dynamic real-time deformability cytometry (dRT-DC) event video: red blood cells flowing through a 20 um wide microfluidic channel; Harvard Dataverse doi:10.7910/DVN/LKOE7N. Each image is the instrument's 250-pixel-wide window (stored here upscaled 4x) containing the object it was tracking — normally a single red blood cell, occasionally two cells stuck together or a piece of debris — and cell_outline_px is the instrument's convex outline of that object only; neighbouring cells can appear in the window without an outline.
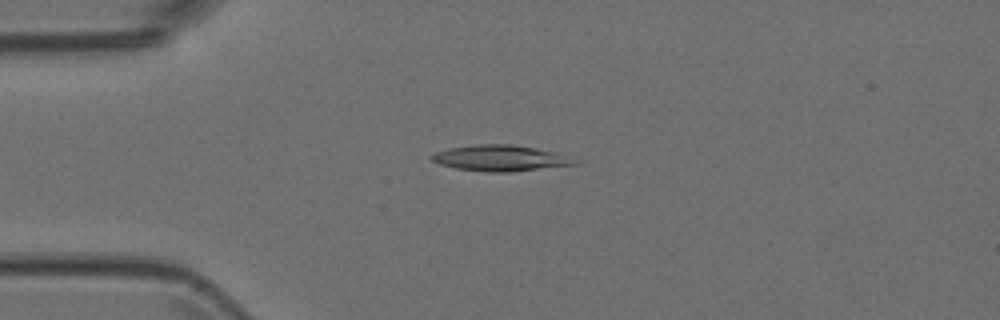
{"species": "Egyptian fruit bat (a non-hibernating species)", "species_latin": "Rousettus aegyptiacus", "temperature_condition": "room temperature", "stored_images_in_passage": 49, "camera_frame_rate_fps": 3000, "um_per_image_px": 0.085, "animal": {"sex": "female"}, "frame": {"image": 1, "passage_image": 11, "time_ms": 3.333, "image_size_px": [1000, 320], "cell_outline_px": [[580, 164], [508, 172], [488, 172], [456, 168], [440, 164], [432, 160], [428, 156], [436, 152], [448, 148], [476, 144], [512, 144], [536, 148], [556, 152], [580, 160]], "centroid_in_image_um": [42.56, 13.43], "position_along_channel_um": 42.4, "area_um2": 21.73}}
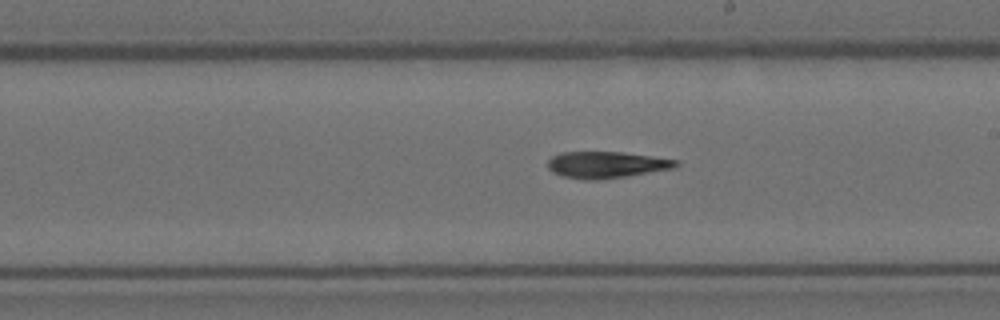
{"frame": {"image": 2, "passage_image": 27, "time_ms": 8.667, "image_size_px": [1000, 320], "cell_outline_px": [[680, 164], [672, 168], [624, 176], [596, 180], [584, 180], [560, 176], [552, 172], [548, 168], [548, 160], [552, 156], [560, 152], [624, 152], [680, 160]], "centroid_in_image_um": [51.5, 14.0], "position_along_channel_um": 237.5, "area_um2": 19.83}}
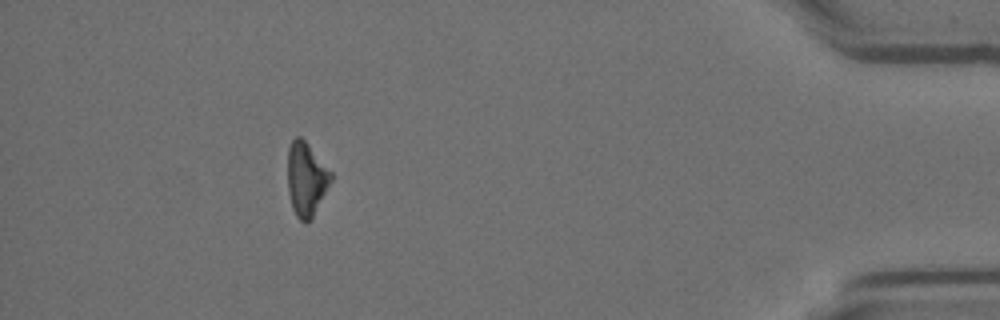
{"frame": {"image": 3, "passage_image": 44, "time_ms": 14.333, "image_size_px": [1000, 320], "cell_outline_px": [[332, 180], [312, 216], [304, 224], [296, 216], [292, 208], [288, 192], [288, 148], [292, 140], [296, 136], [300, 136], [308, 144], [332, 172]], "centroid_in_image_um": [26.01, 15.2], "position_along_channel_um": 409.2, "area_um2": 18.38}}